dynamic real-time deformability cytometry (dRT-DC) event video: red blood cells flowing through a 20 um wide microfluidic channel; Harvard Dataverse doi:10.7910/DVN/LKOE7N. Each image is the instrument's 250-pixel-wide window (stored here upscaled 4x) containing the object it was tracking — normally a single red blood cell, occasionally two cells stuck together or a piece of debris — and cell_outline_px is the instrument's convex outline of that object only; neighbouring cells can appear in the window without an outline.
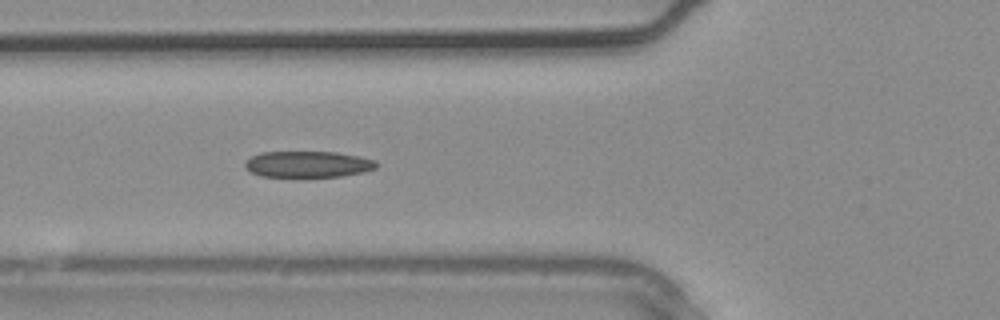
{"species": "common noctule bat (a hibernating species)", "species_latin": "Nyctalus noctula", "temperature_condition": "warm", "stored_images_in_passage": 5, "camera_frame_rate_fps": 3000, "um_per_image_px": 0.085, "animal": {"sex": "male", "body_mass_g": 20.4}, "frame": {"image": 1, "passage_image": 5, "time_ms": 1.333, "image_size_px": [1000, 320], "cell_outline_px": [[380, 164], [376, 168], [364, 172], [340, 176], [260, 176], [252, 172], [244, 164], [252, 156], [260, 152], [336, 152], [360, 156], [376, 160]], "centroid_in_image_um": [26.25, 13.95], "position_along_channel_um": 99.6, "area_um2": 19.94}}